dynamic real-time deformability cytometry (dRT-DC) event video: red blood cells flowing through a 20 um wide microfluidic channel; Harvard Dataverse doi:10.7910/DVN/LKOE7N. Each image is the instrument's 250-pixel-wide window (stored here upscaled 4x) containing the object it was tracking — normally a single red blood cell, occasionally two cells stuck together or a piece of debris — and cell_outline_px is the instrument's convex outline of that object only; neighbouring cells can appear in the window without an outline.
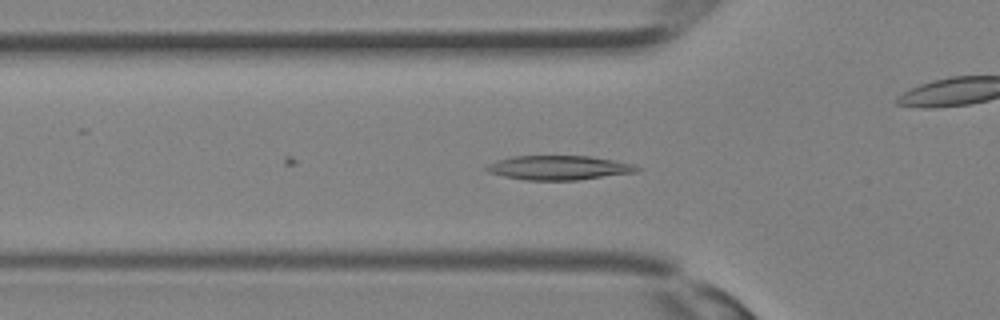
{"species": "Egyptian fruit bat (a non-hibernating species)", "species_latin": "Rousettus aegyptiacus", "temperature_condition": "room temperature", "stored_images_in_passage": 12, "camera_frame_rate_fps": 3000, "um_per_image_px": 0.085, "animal": {"sex": "female"}, "frame": {"image": 1, "passage_image": 10, "time_ms": 3.0, "image_size_px": [1000, 320], "cell_outline_px": [[640, 168], [636, 172], [576, 180], [524, 180], [504, 176], [488, 172], [484, 168], [488, 164], [496, 160], [512, 156], [588, 156], [612, 160], [632, 164]], "centroid_in_image_um": [47.44, 14.25], "position_along_channel_um": 78.4, "area_um2": 21.1}}